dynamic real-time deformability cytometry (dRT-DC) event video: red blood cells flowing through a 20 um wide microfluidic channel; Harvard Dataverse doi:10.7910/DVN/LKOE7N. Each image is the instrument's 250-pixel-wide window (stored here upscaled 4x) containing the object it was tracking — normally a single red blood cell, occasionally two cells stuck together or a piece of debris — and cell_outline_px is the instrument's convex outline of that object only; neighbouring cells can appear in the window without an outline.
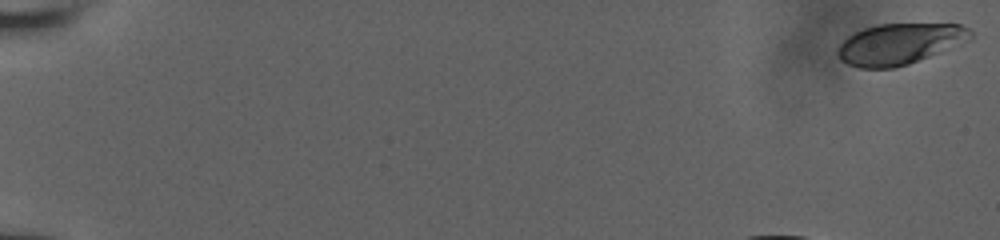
{"species": "human", "species_latin": "Homo sapiens", "temperature_condition": "room temperature", "stored_images_in_passage": 16, "camera_frame_rate_fps": 3000, "um_per_image_px": 0.085, "donor": {"sex": "male"}, "frame": {"image": 1, "passage_image": 1, "time_ms": 0.0, "image_size_px": [1000, 240], "cell_outline_px": [[972, 36], [940, 52], [908, 64], [892, 68], [860, 68], [848, 64], [840, 60], [836, 52], [840, 44], [848, 36], [864, 28], [876, 24], [960, 24], [968, 28], [972, 32]], "centroid_in_image_um": [76.39, 3.73], "position_along_channel_um": 8.6, "area_um2": 31.27}}
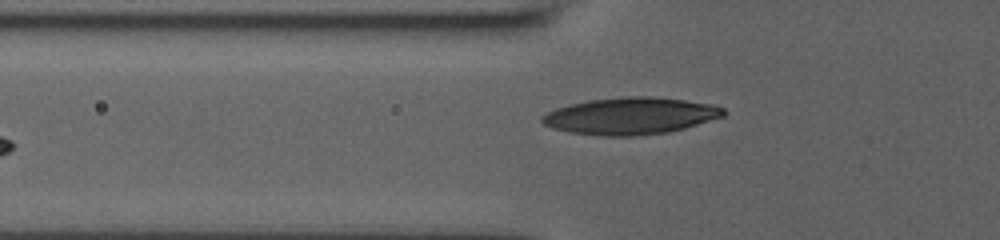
{"frame": {"image": 2, "passage_image": 16, "time_ms": 7.333, "image_size_px": [1000, 240], "cell_outline_px": [[724, 116], [684, 128], [668, 132], [632, 136], [604, 136], [568, 132], [552, 128], [544, 124], [540, 120], [540, 116], [556, 108], [588, 100], [624, 96], [652, 96], [716, 104], [724, 108]], "centroid_in_image_um": [53.59, 9.85], "position_along_channel_um": 72.2, "area_um2": 39.07}}